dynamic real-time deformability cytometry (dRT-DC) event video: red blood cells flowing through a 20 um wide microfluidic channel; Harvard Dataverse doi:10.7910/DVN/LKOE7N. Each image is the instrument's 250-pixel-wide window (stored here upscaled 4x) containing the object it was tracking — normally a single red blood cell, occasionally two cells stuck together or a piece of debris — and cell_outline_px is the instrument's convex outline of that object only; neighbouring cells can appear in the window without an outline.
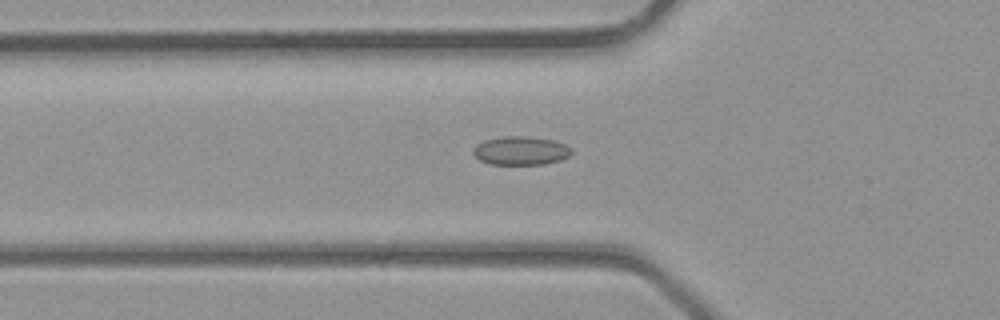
{"species": "common noctule bat (a hibernating species)", "species_latin": "Nyctalus noctula", "temperature_condition": "room temperature", "stored_images_in_passage": 31, "camera_frame_rate_fps": 3000, "um_per_image_px": 0.085, "animal": {"sex": "male", "body_mass_g": 23.1, "forearm_length_mm": 52.7}, "frame": {"image": 1, "passage_image": 5, "time_ms": 1.333, "image_size_px": [1000, 320], "cell_outline_px": [[572, 152], [568, 156], [560, 160], [544, 164], [492, 164], [480, 160], [472, 152], [472, 148], [476, 144], [484, 140], [504, 136], [528, 136], [552, 140], [564, 144], [572, 148]], "centroid_in_image_um": [44.25, 12.8], "position_along_channel_um": 81.6, "area_um2": 16.36}}
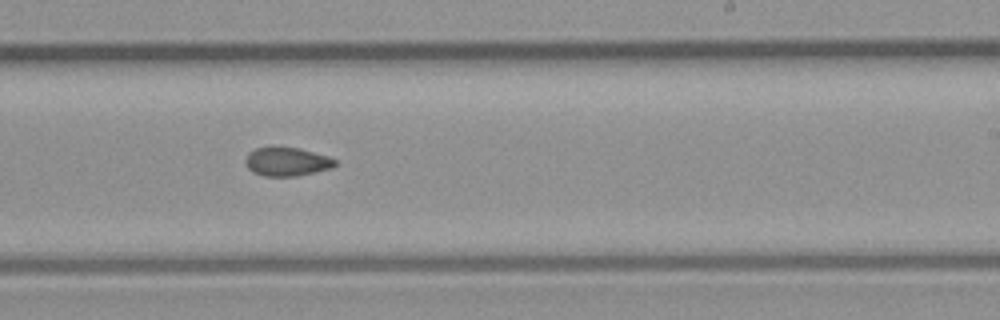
{"frame": {"image": 2, "passage_image": 15, "time_ms": 4.667, "image_size_px": [1000, 320], "cell_outline_px": [[336, 164], [332, 168], [296, 176], [264, 176], [252, 172], [248, 168], [244, 160], [248, 152], [256, 148], [300, 148], [328, 156], [336, 160]], "centroid_in_image_um": [24.37, 13.75], "position_along_channel_um": 264.6, "area_um2": 14.85}}
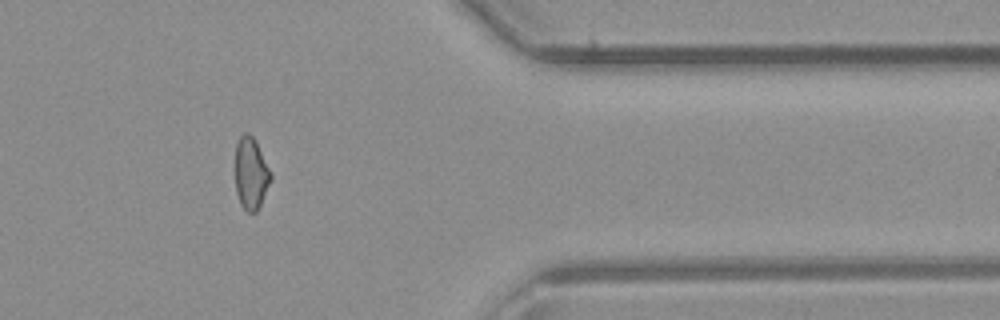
{"frame": {"image": 3, "passage_image": 23, "time_ms": 7.333, "image_size_px": [1000, 320], "cell_outline_px": [[272, 180], [256, 212], [248, 212], [240, 204], [236, 192], [236, 144], [240, 136], [244, 132], [248, 132], [252, 136], [272, 176]], "centroid_in_image_um": [21.32, 14.76], "position_along_channel_um": 390.1, "area_um2": 14.51}}